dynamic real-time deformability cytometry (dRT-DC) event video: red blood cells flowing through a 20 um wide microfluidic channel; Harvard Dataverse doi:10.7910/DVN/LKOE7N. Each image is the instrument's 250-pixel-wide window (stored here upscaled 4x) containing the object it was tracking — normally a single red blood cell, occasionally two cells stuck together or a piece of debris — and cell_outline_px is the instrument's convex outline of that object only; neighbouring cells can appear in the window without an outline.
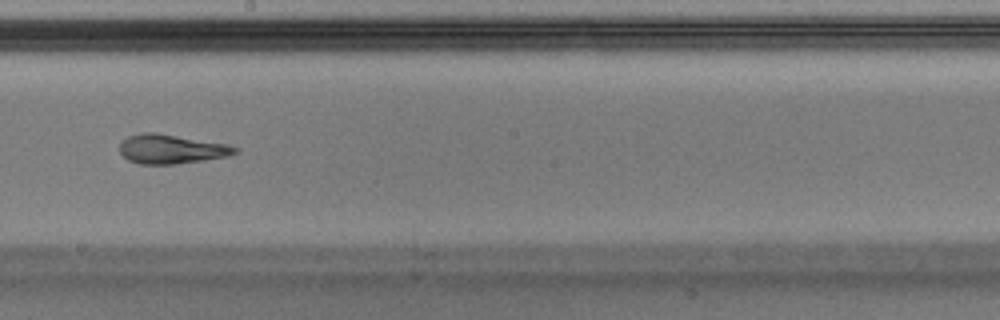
{"species": "Egyptian fruit bat (a non-hibernating species)", "species_latin": "Rousettus aegyptiacus", "temperature_condition": "warm", "stored_images_in_passage": 47, "camera_frame_rate_fps": 3000, "um_per_image_px": 0.085, "animal": {"sex": "male"}, "frame": {"image": 1, "passage_image": 27, "time_ms": 8.667, "image_size_px": [1000, 320], "cell_outline_px": [[240, 152], [228, 156], [176, 164], [140, 164], [128, 160], [120, 152], [120, 144], [128, 136], [140, 132], [156, 132], [228, 144], [240, 148]], "centroid_in_image_um": [14.59, 12.66], "position_along_channel_um": 233.6, "area_um2": 19.77}}